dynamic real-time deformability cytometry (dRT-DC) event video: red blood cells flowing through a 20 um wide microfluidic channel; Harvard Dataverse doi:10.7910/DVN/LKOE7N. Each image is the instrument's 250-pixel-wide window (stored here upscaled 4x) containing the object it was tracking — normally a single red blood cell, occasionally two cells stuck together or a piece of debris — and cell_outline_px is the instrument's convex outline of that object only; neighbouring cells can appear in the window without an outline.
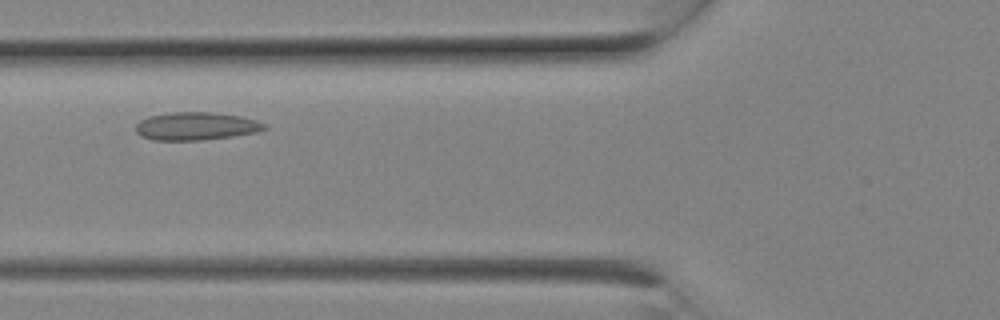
{"species": "Egyptian fruit bat (a non-hibernating species)", "species_latin": "Rousettus aegyptiacus", "temperature_condition": "room temperature", "stored_images_in_passage": 3, "camera_frame_rate_fps": 3000, "um_per_image_px": 0.085, "animal": {"sex": "female"}, "frame": {"image": 1, "passage_image": 2, "time_ms": 0.333, "image_size_px": [1000, 320], "cell_outline_px": [[268, 128], [256, 132], [232, 136], [200, 140], [152, 140], [140, 136], [136, 132], [136, 124], [140, 120], [148, 116], [172, 112], [212, 112], [240, 116], [256, 120], [264, 124]], "centroid_in_image_um": [16.62, 10.72], "position_along_channel_um": 109.2, "area_um2": 20.92}}
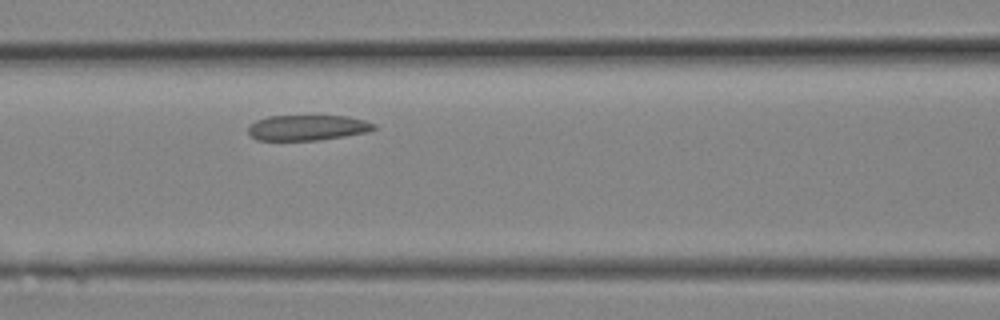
{"frame": {"image": 2, "passage_image": 3, "time_ms": 0.667, "image_size_px": [1000, 320], "cell_outline_px": [[376, 128], [368, 132], [344, 136], [316, 140], [256, 140], [248, 132], [248, 124], [256, 120], [268, 116], [348, 116], [364, 120], [376, 124]], "centroid_in_image_um": [26.12, 10.84], "position_along_channel_um": 140.5, "area_um2": 18.67}}